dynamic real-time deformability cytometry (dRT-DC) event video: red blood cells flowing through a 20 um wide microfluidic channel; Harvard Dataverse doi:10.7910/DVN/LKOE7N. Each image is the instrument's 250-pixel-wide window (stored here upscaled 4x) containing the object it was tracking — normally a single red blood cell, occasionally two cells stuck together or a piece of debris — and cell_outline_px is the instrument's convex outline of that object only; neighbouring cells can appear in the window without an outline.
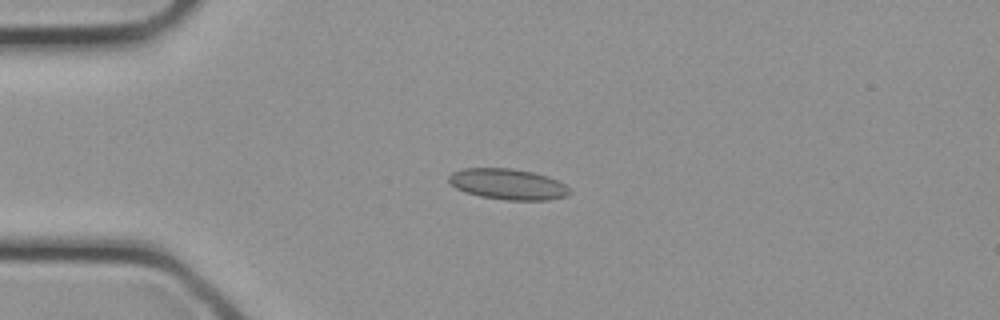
{"species": "common noctule bat (a hibernating species)", "species_latin": "Nyctalus noctula", "temperature_condition": "cold", "stored_images_in_passage": 12, "camera_frame_rate_fps": 3000, "um_per_image_px": 0.085, "animal": {"sex": "female", "body_mass_g": 21.9}, "frame": {"image": 1, "passage_image": 7, "time_ms": 2.0, "image_size_px": [1000, 320], "cell_outline_px": [[572, 192], [568, 196], [548, 200], [508, 200], [480, 196], [464, 192], [456, 188], [448, 180], [448, 176], [452, 172], [464, 168], [512, 168], [532, 172], [548, 176], [572, 188]], "centroid_in_image_um": [43.2, 15.65], "position_along_channel_um": 41.8, "area_um2": 21.85}}